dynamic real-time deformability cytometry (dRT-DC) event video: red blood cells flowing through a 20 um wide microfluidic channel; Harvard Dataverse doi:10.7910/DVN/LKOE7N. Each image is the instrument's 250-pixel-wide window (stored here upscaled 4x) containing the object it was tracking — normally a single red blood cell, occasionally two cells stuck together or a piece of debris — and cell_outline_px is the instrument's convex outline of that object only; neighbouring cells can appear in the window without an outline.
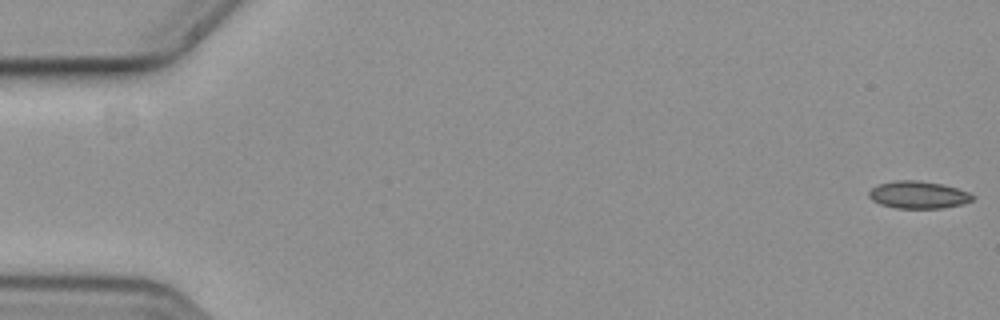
{"species": "common noctule bat (a hibernating species)", "species_latin": "Nyctalus noctula", "temperature_condition": "cold", "stored_images_in_passage": 57, "camera_frame_rate_fps": 3000, "um_per_image_px": 0.085, "animal": {"sex": "female", "body_mass_g": 19.3, "forearm_length_mm": 54.1}, "frame": {"image": 1, "passage_image": 1, "time_ms": 0.0, "image_size_px": [1000, 320], "cell_outline_px": [[976, 196], [972, 200], [964, 204], [940, 208], [896, 208], [880, 204], [872, 200], [868, 196], [868, 192], [872, 188], [880, 184], [896, 180], [916, 180], [940, 184], [956, 188], [968, 192]], "centroid_in_image_um": [78.05, 16.57], "position_along_channel_um": 6.9, "area_um2": 16.42}}
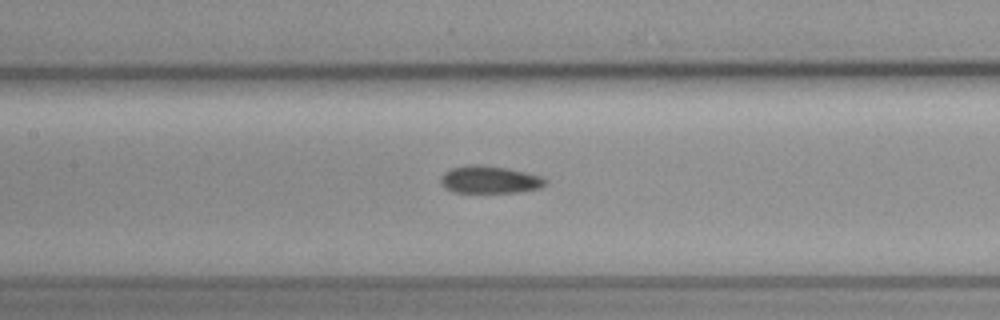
{"frame": {"image": 2, "passage_image": 27, "time_ms": 8.667, "image_size_px": [1000, 320], "cell_outline_px": [[548, 180], [540, 188], [520, 192], [452, 192], [444, 188], [440, 184], [440, 176], [444, 172], [452, 168], [472, 164], [508, 168], [540, 176]], "centroid_in_image_um": [41.58, 15.28], "position_along_channel_um": 165.8, "area_um2": 16.7}}
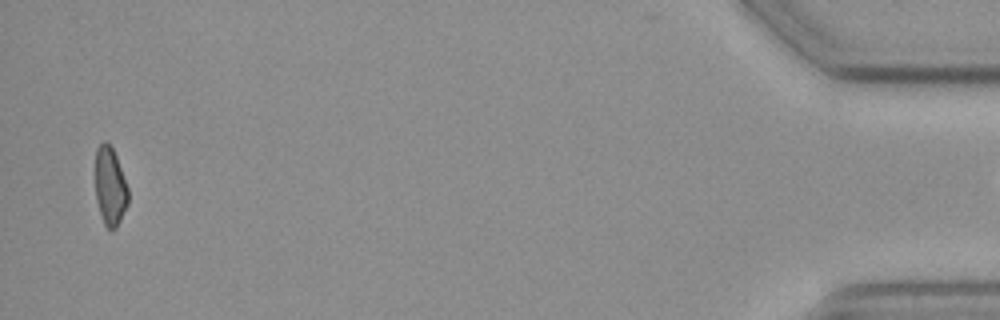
{"frame": {"image": 3, "passage_image": 56, "time_ms": 18.333, "image_size_px": [1000, 320], "cell_outline_px": [[128, 204], [116, 228], [112, 232], [104, 224], [96, 200], [96, 148], [104, 140], [112, 148], [116, 156], [128, 188]], "centroid_in_image_um": [9.36, 15.87], "position_along_channel_um": 425.8, "area_um2": 14.85}}